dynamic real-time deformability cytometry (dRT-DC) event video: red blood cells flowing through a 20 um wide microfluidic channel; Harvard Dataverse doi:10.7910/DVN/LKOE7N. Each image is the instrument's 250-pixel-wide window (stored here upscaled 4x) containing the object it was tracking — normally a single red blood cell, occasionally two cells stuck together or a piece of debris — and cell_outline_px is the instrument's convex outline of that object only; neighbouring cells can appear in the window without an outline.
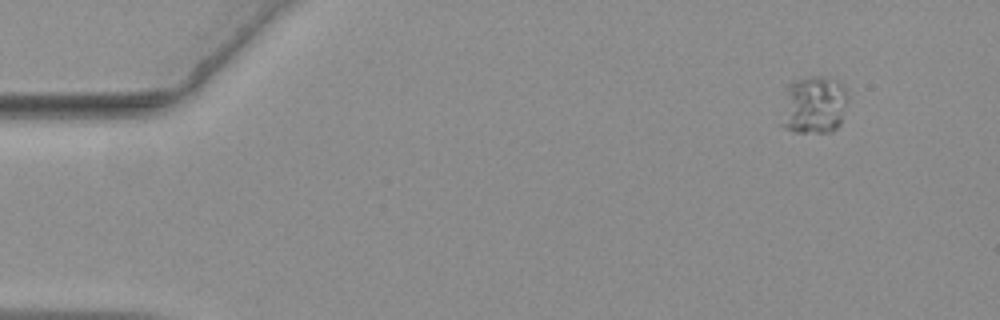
{"species": "common noctule bat (a hibernating species)", "species_latin": "Nyctalus noctula", "temperature_condition": "warm", "stored_images_in_passage": 12, "camera_frame_rate_fps": 3000, "um_per_image_px": 0.085, "animal": {"sex": "female", "body_mass_g": 19.3, "forearm_length_mm": 54.1}, "frame": {"image": 1, "passage_image": 1, "time_ms": 0.0, "image_size_px": [1000, 320], "cell_outline_px": [[848, 100], [840, 124], [832, 132], [792, 132], [784, 128], [780, 124], [788, 84], [792, 80], [808, 76], [832, 76], [840, 80], [848, 92]], "centroid_in_image_um": [69.21, 8.89], "position_along_channel_um": 15.8, "area_um2": 23.12}}
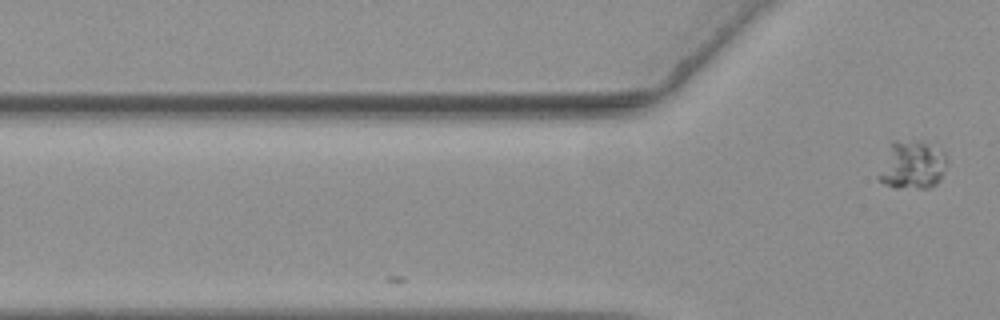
{"frame": {"image": 2, "passage_image": 12, "time_ms": 3.667, "image_size_px": [1000, 320], "cell_outline_px": [[948, 160], [940, 180], [936, 184], [928, 188], [896, 188], [884, 184], [876, 180], [876, 176], [892, 140], [920, 140], [944, 152]], "centroid_in_image_um": [77.51, 14.03], "position_along_channel_um": 48.3, "area_um2": 19.54}}